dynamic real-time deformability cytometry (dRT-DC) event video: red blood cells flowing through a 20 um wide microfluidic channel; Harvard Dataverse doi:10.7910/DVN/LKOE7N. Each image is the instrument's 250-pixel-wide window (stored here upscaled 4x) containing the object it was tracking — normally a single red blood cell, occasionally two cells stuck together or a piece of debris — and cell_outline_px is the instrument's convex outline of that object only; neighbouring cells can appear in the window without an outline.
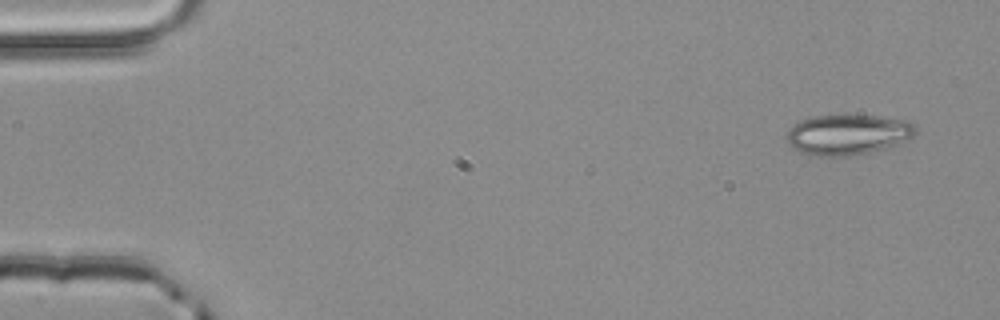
{"species": "common noctule bat (a hibernating species)", "species_latin": "Nyctalus noctula", "temperature_condition": "room temperature", "stored_images_in_passage": 5, "camera_frame_rate_fps": 3000, "um_per_image_px": 0.085, "animal": {"sex": "male", "body_mass_g": 20.4}, "frame": {"image": 1, "passage_image": 1, "time_ms": 0.0, "image_size_px": [1000, 320], "cell_outline_px": [[916, 132], [912, 136], [896, 144], [868, 152], [848, 156], [820, 156], [800, 152], [792, 148], [788, 144], [788, 128], [800, 120], [812, 116], [876, 116], [908, 120], [916, 128]], "centroid_in_image_um": [72.02, 11.44], "position_along_channel_um": 13.0, "area_um2": 29.88}}